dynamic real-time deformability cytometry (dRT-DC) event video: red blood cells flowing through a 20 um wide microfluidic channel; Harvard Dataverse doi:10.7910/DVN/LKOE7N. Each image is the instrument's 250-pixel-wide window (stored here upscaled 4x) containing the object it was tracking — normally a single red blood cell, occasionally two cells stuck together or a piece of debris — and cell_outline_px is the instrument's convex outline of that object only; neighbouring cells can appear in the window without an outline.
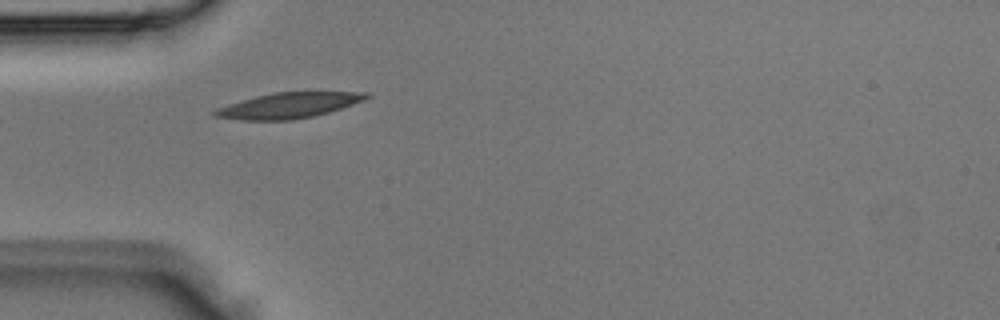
{"species": "Egyptian fruit bat (a non-hibernating species)", "species_latin": "Rousettus aegyptiacus", "temperature_condition": "room temperature", "stored_images_in_passage": 2, "camera_frame_rate_fps": 3000, "um_per_image_px": 0.085, "animal": {"sex": "male"}, "frame": {"image": 1, "passage_image": 2, "time_ms": 0.333, "image_size_px": [1000, 320], "cell_outline_px": [[372, 96], [364, 100], [316, 116], [292, 120], [240, 120], [212, 116], [212, 112], [216, 108], [228, 104], [256, 96], [272, 92], [368, 92]], "centroid_in_image_um": [24.51, 8.96], "position_along_channel_um": 60.5, "area_um2": 22.54}}